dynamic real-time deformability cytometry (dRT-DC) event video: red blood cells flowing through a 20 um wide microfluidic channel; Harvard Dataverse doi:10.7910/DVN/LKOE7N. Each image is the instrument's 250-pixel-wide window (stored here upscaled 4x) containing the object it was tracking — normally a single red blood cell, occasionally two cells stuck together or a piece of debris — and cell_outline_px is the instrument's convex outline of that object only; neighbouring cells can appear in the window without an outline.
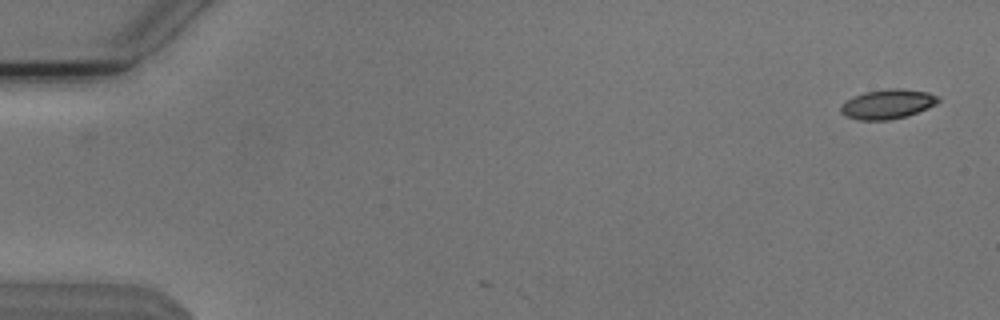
{"species": "Egyptian fruit bat (a non-hibernating species)", "species_latin": "Rousettus aegyptiacus", "temperature_condition": "cold", "stored_images_in_passage": 4, "camera_frame_rate_fps": 3000, "um_per_image_px": 0.085, "animal": {"sex": "male"}, "frame": {"image": 1, "passage_image": 1, "time_ms": 0.0, "image_size_px": [1000, 320], "cell_outline_px": [[940, 100], [936, 104], [928, 108], [904, 116], [888, 120], [860, 120], [844, 116], [840, 112], [840, 108], [848, 100], [864, 92], [888, 88], [900, 88], [928, 92], [940, 96]], "centroid_in_image_um": [75.47, 8.84], "position_along_channel_um": 9.5, "area_um2": 16.65}}